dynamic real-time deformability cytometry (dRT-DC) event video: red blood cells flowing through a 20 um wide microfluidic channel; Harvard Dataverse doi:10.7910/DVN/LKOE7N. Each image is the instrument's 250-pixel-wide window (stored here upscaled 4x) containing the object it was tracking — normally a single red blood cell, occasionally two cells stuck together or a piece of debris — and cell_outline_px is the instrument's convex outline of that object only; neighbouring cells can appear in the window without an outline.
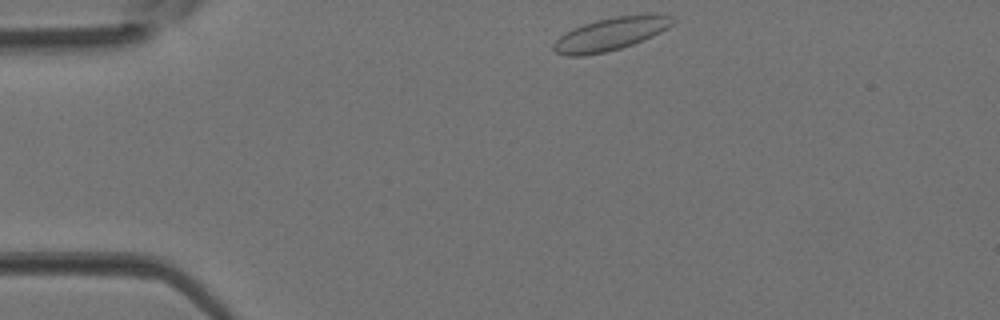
{"species": "Egyptian fruit bat (a non-hibernating species)", "species_latin": "Rousettus aegyptiacus", "temperature_condition": "room temperature", "stored_images_in_passage": 2, "camera_frame_rate_fps": 3000, "um_per_image_px": 0.085, "animal": {"sex": "female"}, "frame": {"image": 1, "passage_image": 1, "time_ms": 0.0, "image_size_px": [1000, 320], "cell_outline_px": [[676, 20], [668, 28], [652, 36], [632, 44], [620, 48], [604, 52], [584, 56], [564, 56], [556, 52], [552, 48], [552, 44], [560, 36], [572, 28], [596, 20], [616, 16], [672, 16]], "centroid_in_image_um": [51.81, 2.92], "position_along_channel_um": 33.2, "area_um2": 22.25}}